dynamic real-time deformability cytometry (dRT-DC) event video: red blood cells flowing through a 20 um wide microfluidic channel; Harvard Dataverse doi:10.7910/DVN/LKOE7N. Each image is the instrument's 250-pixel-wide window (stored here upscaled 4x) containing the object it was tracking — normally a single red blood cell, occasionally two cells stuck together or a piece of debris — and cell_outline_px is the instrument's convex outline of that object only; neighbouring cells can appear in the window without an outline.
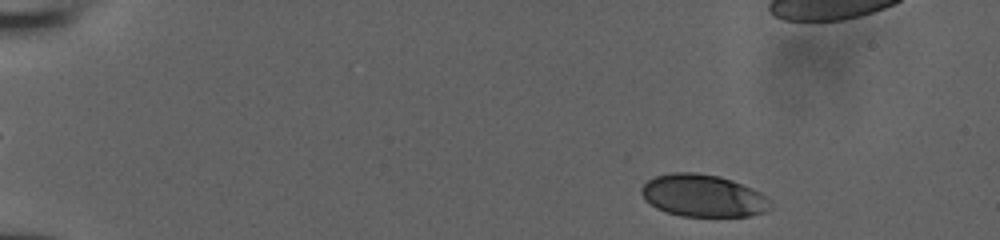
{"species": "human", "species_latin": "Homo sapiens", "temperature_condition": "room temperature", "stored_images_in_passage": 7, "segment_of_instrument_passage": [1, 2], "camera_frame_rate_fps": 3000, "um_per_image_px": 0.085, "donor": {"sex": "male"}, "frame": {"image": 1, "passage_image": 1, "time_ms": 0.0, "image_size_px": [1000, 240], "cell_outline_px": [[772, 208], [764, 212], [748, 216], [680, 216], [664, 212], [656, 208], [644, 200], [640, 192], [640, 188], [648, 180], [656, 176], [672, 172], [696, 172], [720, 176], [732, 180], [752, 188], [760, 192], [764, 196]], "centroid_in_image_um": [59.71, 16.63], "position_along_channel_um": 25.3, "area_um2": 31.91}}
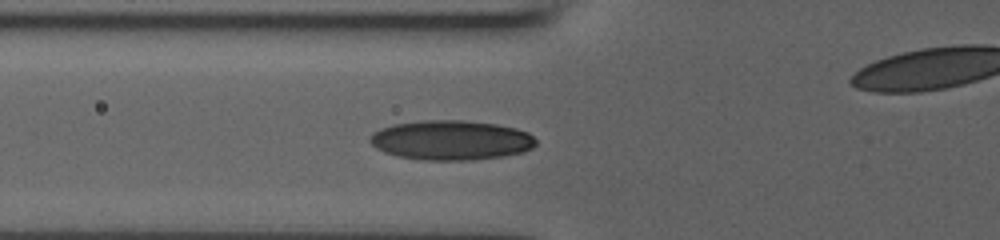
{"frame": {"image": 2, "passage_image": 6, "time_ms": 1.667, "image_size_px": [1000, 240], "cell_outline_px": [[536, 144], [532, 148], [524, 152], [504, 156], [472, 160], [424, 160], [396, 156], [384, 152], [376, 148], [368, 140], [368, 136], [380, 128], [392, 124], [420, 120], [460, 120], [496, 124], [516, 128], [528, 132], [536, 140]], "centroid_in_image_um": [38.32, 11.91], "position_along_channel_um": 87.5, "area_um2": 38.67}}